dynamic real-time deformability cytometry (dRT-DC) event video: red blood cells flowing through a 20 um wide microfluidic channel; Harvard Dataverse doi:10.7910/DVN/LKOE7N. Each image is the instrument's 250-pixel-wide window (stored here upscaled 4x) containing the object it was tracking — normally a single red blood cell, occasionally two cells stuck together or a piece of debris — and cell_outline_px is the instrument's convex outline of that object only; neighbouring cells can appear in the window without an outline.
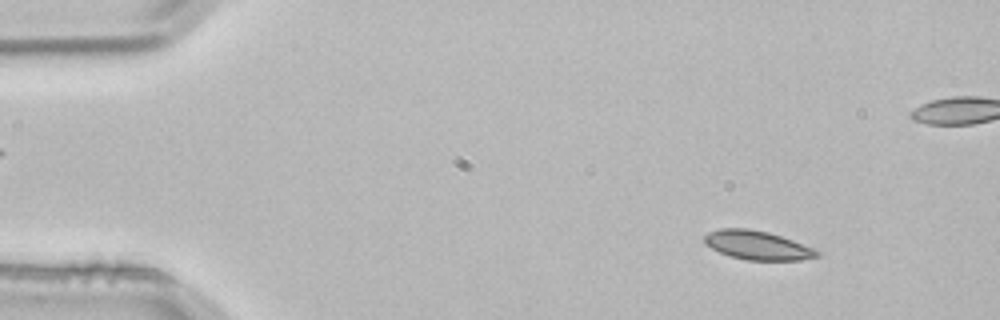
{"species": "common noctule bat (a hibernating species)", "species_latin": "Nyctalus noctula", "temperature_condition": "room temperature", "stored_images_in_passage": 3, "camera_frame_rate_fps": 3000, "um_per_image_px": 0.085, "animal": {"sex": "male", "body_mass_g": 21.5, "forearm_length_mm": 52.0}, "frame": {"image": 1, "passage_image": 1, "time_ms": 0.0, "image_size_px": [1000, 320], "cell_outline_px": [[820, 256], [800, 260], [748, 260], [732, 256], [720, 252], [704, 244], [704, 236], [708, 232], [720, 228], [748, 228], [768, 232], [792, 240], [812, 248], [820, 252]], "centroid_in_image_um": [64.35, 20.84], "position_along_channel_um": 20.6, "area_um2": 18.79}}